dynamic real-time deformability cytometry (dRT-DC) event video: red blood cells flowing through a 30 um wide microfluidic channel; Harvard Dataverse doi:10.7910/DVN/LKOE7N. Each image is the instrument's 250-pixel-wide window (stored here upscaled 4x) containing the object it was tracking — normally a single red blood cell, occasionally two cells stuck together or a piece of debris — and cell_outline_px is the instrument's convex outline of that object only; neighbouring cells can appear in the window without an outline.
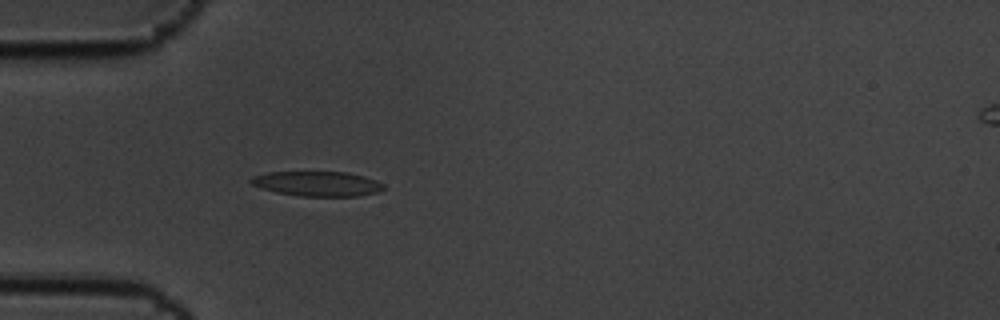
{"species": "common noctule bat (a hibernating species)", "species_latin": "Nyctalus noctula", "temperature_condition": "cold", "stored_images_in_passage": 6, "camera_frame_rate_fps": 3000, "um_per_image_px": 0.085, "animal": {"sex": "male", "body_mass_g": 19.5, "forearm_length_mm": 54.6}, "frame": {"image": 1, "passage_image": 6, "time_ms": 1.667, "image_size_px": [1000, 320], "cell_outline_px": [[384, 188], [380, 192], [360, 196], [300, 196], [276, 192], [252, 184], [248, 180], [252, 176], [268, 172], [348, 172], [364, 176], [376, 180], [384, 184]], "centroid_in_image_um": [27.01, 15.61], "position_along_channel_um": 58.0, "area_um2": 19.25}}